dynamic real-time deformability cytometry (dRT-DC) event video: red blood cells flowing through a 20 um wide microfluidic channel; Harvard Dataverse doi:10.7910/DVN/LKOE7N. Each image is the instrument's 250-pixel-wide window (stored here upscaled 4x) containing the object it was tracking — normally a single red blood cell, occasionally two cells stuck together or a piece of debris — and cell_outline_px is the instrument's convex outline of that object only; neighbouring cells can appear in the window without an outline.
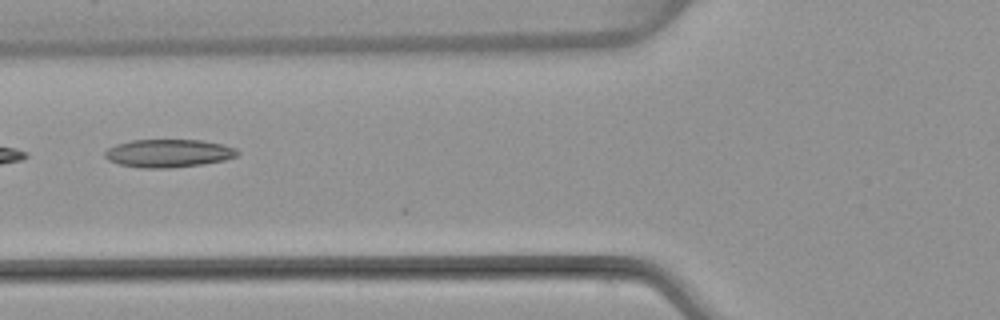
{"species": "common noctule bat (a hibernating species)", "species_latin": "Nyctalus noctula", "temperature_condition": "warm", "stored_images_in_passage": 6, "camera_frame_rate_fps": 3000, "um_per_image_px": 0.085, "animal": {"sex": "female", "body_mass_g": 22.7, "forearm_length_mm": 54.2}, "frame": {"image": 1, "passage_image": 5, "time_ms": 5.667, "image_size_px": [1000, 320], "cell_outline_px": [[240, 152], [236, 156], [224, 160], [204, 164], [168, 168], [140, 168], [120, 164], [108, 160], [104, 156], [104, 152], [108, 148], [116, 144], [132, 140], [200, 140], [224, 144], [236, 148]], "centroid_in_image_um": [14.32, 13.03], "position_along_channel_um": 111.5, "area_um2": 21.73}}
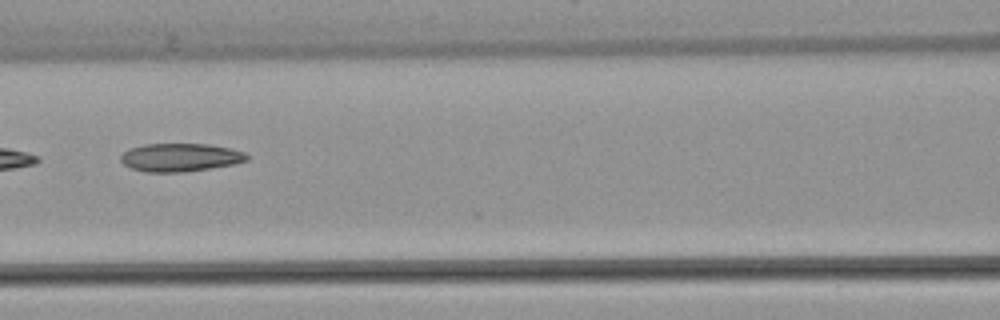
{"frame": {"image": 2, "passage_image": 6, "time_ms": 6.667, "image_size_px": [1000, 320], "cell_outline_px": [[248, 160], [232, 164], [212, 168], [184, 172], [144, 172], [132, 168], [124, 164], [120, 160], [120, 156], [128, 148], [144, 144], [208, 144], [228, 148], [244, 152], [248, 156]], "centroid_in_image_um": [15.28, 13.38], "position_along_channel_um": 151.3, "area_um2": 20.69}}